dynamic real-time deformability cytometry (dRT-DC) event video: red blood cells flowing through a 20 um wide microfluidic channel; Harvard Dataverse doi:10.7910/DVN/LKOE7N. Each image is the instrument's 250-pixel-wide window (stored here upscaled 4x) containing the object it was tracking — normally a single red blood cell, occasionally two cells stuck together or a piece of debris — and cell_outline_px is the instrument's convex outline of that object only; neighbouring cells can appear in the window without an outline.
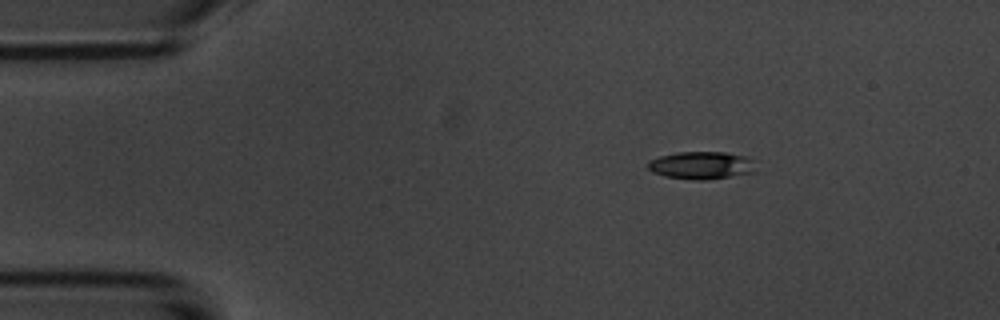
{"species": "common noctule bat (a hibernating species)", "species_latin": "Nyctalus noctula", "temperature_condition": "room temperature", "stored_images_in_passage": 3, "camera_frame_rate_fps": 3000, "um_per_image_px": 0.085, "animal": {"sex": "male", "body_mass_g": 20.1, "forearm_length_mm": 53.5}, "frame": {"image": 1, "passage_image": 1, "time_ms": 0.0, "image_size_px": [1000, 320], "cell_outline_px": [[756, 172], [704, 180], [696, 180], [664, 176], [652, 172], [648, 168], [648, 160], [660, 156], [676, 152], [724, 152], [748, 156], [756, 160]], "centroid_in_image_um": [59.66, 14.04], "position_along_channel_um": 25.3, "area_um2": 17.63}}